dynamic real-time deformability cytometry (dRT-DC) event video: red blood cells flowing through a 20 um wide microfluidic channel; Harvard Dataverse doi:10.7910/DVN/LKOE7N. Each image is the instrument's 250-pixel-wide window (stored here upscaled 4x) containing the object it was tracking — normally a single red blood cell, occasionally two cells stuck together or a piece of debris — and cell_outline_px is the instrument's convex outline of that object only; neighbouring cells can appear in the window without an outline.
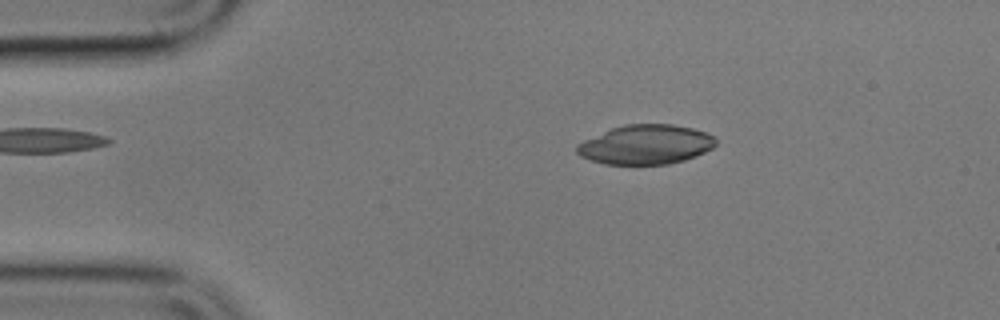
{"species": "common noctule bat (a hibernating species)", "species_latin": "Nyctalus noctula", "temperature_condition": "cold", "stored_images_in_passage": 55, "camera_frame_rate_fps": 3000, "um_per_image_px": 0.085, "animal": {"sex": "male", "body_mass_g": 17.9}, "frame": {"image": 1, "passage_image": 9, "time_ms": 2.667, "image_size_px": [1000, 320], "cell_outline_px": [[716, 144], [712, 148], [696, 156], [684, 160], [668, 164], [604, 164], [580, 156], [576, 152], [576, 144], [584, 140], [612, 128], [624, 124], [672, 124], [692, 128], [704, 132], [712, 136], [716, 140]], "centroid_in_image_um": [54.87, 12.29], "position_along_channel_um": 30.1, "area_um2": 31.79}}